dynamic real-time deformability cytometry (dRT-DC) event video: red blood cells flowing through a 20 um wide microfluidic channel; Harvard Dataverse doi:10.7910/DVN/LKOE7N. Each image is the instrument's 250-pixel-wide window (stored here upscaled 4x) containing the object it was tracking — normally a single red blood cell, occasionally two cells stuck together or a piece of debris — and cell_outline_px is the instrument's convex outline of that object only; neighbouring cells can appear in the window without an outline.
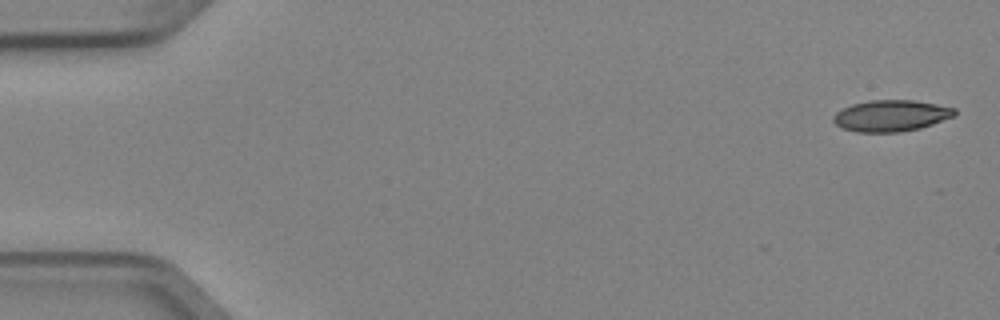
{"species": "Egyptian fruit bat (a non-hibernating species)", "species_latin": "Rousettus aegyptiacus", "temperature_condition": "cold", "stored_images_in_passage": 5, "camera_frame_rate_fps": 3000, "um_per_image_px": 0.085, "animal": {"sex": "female"}, "frame": {"image": 1, "passage_image": 1, "time_ms": 0.0, "image_size_px": [1000, 320], "cell_outline_px": [[956, 116], [920, 128], [900, 132], [856, 132], [844, 128], [836, 124], [832, 120], [832, 116], [836, 112], [852, 104], [868, 100], [916, 100], [956, 108]], "centroid_in_image_um": [75.76, 9.83], "position_along_channel_um": 9.2, "area_um2": 22.25}}
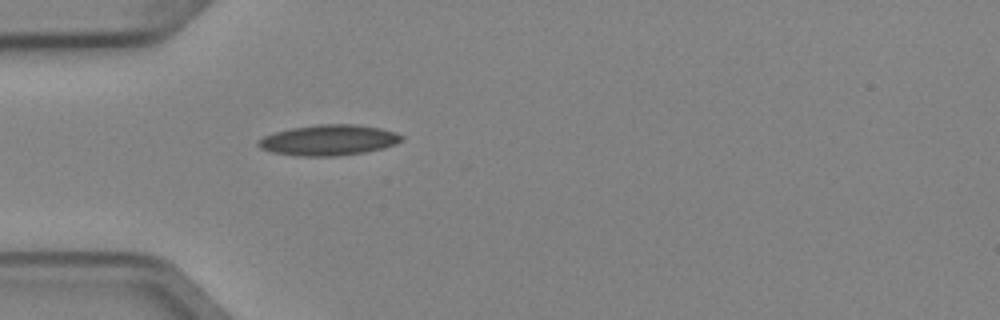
{"frame": {"image": 2, "passage_image": 5, "time_ms": 1.333, "image_size_px": [1000, 320], "cell_outline_px": [[404, 140], [396, 144], [384, 148], [364, 152], [336, 156], [300, 156], [272, 152], [260, 148], [256, 144], [264, 136], [276, 132], [292, 128], [320, 124], [356, 124], [380, 128], [396, 132], [404, 136]], "centroid_in_image_um": [27.99, 11.91], "position_along_channel_um": 57.0, "area_um2": 25.55}}